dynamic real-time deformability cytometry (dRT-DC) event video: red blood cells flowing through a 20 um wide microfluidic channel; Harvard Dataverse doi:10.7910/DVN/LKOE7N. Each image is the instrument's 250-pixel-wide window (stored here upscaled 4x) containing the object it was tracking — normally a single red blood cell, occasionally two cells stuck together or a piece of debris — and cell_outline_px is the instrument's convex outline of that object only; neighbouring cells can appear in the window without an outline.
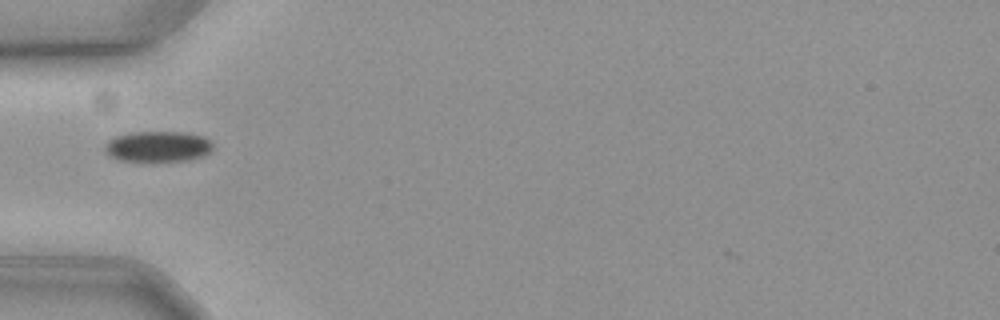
{"species": "common noctule bat (a hibernating species)", "species_latin": "Nyctalus noctula", "temperature_condition": "cold", "stored_images_in_passage": 41, "camera_frame_rate_fps": 3000, "um_per_image_px": 0.085, "animal": {"sex": "female", "body_mass_g": 19.3, "forearm_length_mm": 54.1}, "frame": {"image": 1, "passage_image": 2, "time_ms": 0.333, "image_size_px": [1000, 320], "cell_outline_px": [[212, 148], [204, 156], [188, 160], [116, 160], [108, 156], [104, 152], [104, 144], [108, 140], [116, 136], [132, 132], [188, 132], [204, 136], [212, 140]], "centroid_in_image_um": [13.41, 12.43], "position_along_channel_um": 71.6, "area_um2": 19.42}}
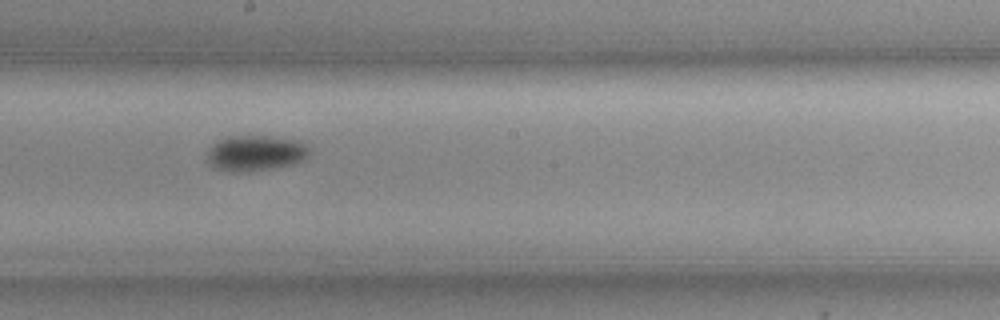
{"frame": {"image": 2, "passage_image": 15, "time_ms": 4.667, "image_size_px": [1000, 320], "cell_outline_px": [[308, 156], [300, 160], [288, 164], [272, 168], [248, 172], [228, 172], [212, 168], [208, 164], [208, 148], [220, 140], [228, 136], [268, 136], [296, 140], [308, 144]], "centroid_in_image_um": [21.65, 13.02], "position_along_channel_um": 226.5, "area_um2": 21.15}}
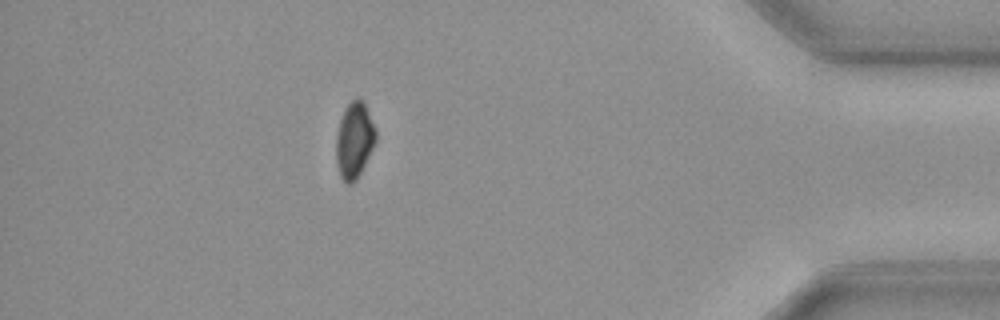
{"frame": {"image": 3, "passage_image": 34, "time_ms": 11.0, "image_size_px": [1000, 320], "cell_outline_px": [[376, 140], [356, 180], [352, 184], [348, 184], [340, 176], [336, 160], [336, 136], [340, 120], [344, 108], [356, 96], [364, 100], [376, 128]], "centroid_in_image_um": [30.12, 11.86], "position_along_channel_um": 405.1, "area_um2": 17.57}}